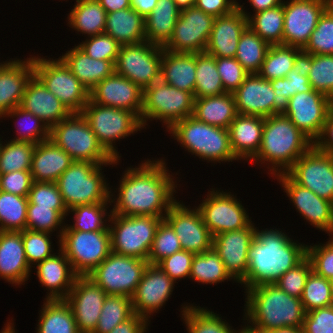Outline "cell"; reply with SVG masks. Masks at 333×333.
<instances>
[{"label": "cell", "mask_w": 333, "mask_h": 333, "mask_svg": "<svg viewBox=\"0 0 333 333\" xmlns=\"http://www.w3.org/2000/svg\"><path fill=\"white\" fill-rule=\"evenodd\" d=\"M165 164L163 159L147 160L138 167L128 168L117 188L118 197L110 198L116 203L109 214L164 217L177 201L173 197L177 186Z\"/></svg>", "instance_id": "6da1fadb"}, {"label": "cell", "mask_w": 333, "mask_h": 333, "mask_svg": "<svg viewBox=\"0 0 333 333\" xmlns=\"http://www.w3.org/2000/svg\"><path fill=\"white\" fill-rule=\"evenodd\" d=\"M307 256V245L293 241L275 229L259 231L248 249L246 277L240 282L245 288L276 282L281 275Z\"/></svg>", "instance_id": "7a4b0ae2"}, {"label": "cell", "mask_w": 333, "mask_h": 333, "mask_svg": "<svg viewBox=\"0 0 333 333\" xmlns=\"http://www.w3.org/2000/svg\"><path fill=\"white\" fill-rule=\"evenodd\" d=\"M245 327L251 333L279 328H302L305 310L301 298L288 295L274 283H265L246 289ZM248 318V319H247Z\"/></svg>", "instance_id": "3957f363"}, {"label": "cell", "mask_w": 333, "mask_h": 333, "mask_svg": "<svg viewBox=\"0 0 333 333\" xmlns=\"http://www.w3.org/2000/svg\"><path fill=\"white\" fill-rule=\"evenodd\" d=\"M312 146L313 142L286 115L275 114L264 118L261 146L252 160L270 162L275 176L285 173Z\"/></svg>", "instance_id": "277c9868"}, {"label": "cell", "mask_w": 333, "mask_h": 333, "mask_svg": "<svg viewBox=\"0 0 333 333\" xmlns=\"http://www.w3.org/2000/svg\"><path fill=\"white\" fill-rule=\"evenodd\" d=\"M167 131H170L171 136H174L182 147L199 158L219 163L238 160L231 149L228 129L188 116Z\"/></svg>", "instance_id": "5b68a950"}, {"label": "cell", "mask_w": 333, "mask_h": 333, "mask_svg": "<svg viewBox=\"0 0 333 333\" xmlns=\"http://www.w3.org/2000/svg\"><path fill=\"white\" fill-rule=\"evenodd\" d=\"M49 139L63 149L73 161L93 162L98 165L116 164L98 142L88 121L81 113H72L50 129Z\"/></svg>", "instance_id": "8992f818"}, {"label": "cell", "mask_w": 333, "mask_h": 333, "mask_svg": "<svg viewBox=\"0 0 333 333\" xmlns=\"http://www.w3.org/2000/svg\"><path fill=\"white\" fill-rule=\"evenodd\" d=\"M102 166L74 161L59 176L56 184L68 210L78 205L111 203L110 198L114 195L104 180Z\"/></svg>", "instance_id": "52a82bcc"}, {"label": "cell", "mask_w": 333, "mask_h": 333, "mask_svg": "<svg viewBox=\"0 0 333 333\" xmlns=\"http://www.w3.org/2000/svg\"><path fill=\"white\" fill-rule=\"evenodd\" d=\"M111 251L125 256L147 260L158 225L164 217L120 216L108 214Z\"/></svg>", "instance_id": "ba28073f"}, {"label": "cell", "mask_w": 333, "mask_h": 333, "mask_svg": "<svg viewBox=\"0 0 333 333\" xmlns=\"http://www.w3.org/2000/svg\"><path fill=\"white\" fill-rule=\"evenodd\" d=\"M81 114L88 121L98 142L115 160H120V156L113 145L114 141L128 137V135L145 128L136 113L102 106L90 100L84 106Z\"/></svg>", "instance_id": "9c48e42d"}, {"label": "cell", "mask_w": 333, "mask_h": 333, "mask_svg": "<svg viewBox=\"0 0 333 333\" xmlns=\"http://www.w3.org/2000/svg\"><path fill=\"white\" fill-rule=\"evenodd\" d=\"M195 97L161 79L143 90L141 122L163 120L169 130L175 123L193 115ZM147 120V121H146Z\"/></svg>", "instance_id": "30bf717a"}, {"label": "cell", "mask_w": 333, "mask_h": 333, "mask_svg": "<svg viewBox=\"0 0 333 333\" xmlns=\"http://www.w3.org/2000/svg\"><path fill=\"white\" fill-rule=\"evenodd\" d=\"M59 244L78 276L90 274L112 252L110 231L63 230Z\"/></svg>", "instance_id": "8fae6325"}, {"label": "cell", "mask_w": 333, "mask_h": 333, "mask_svg": "<svg viewBox=\"0 0 333 333\" xmlns=\"http://www.w3.org/2000/svg\"><path fill=\"white\" fill-rule=\"evenodd\" d=\"M34 75L54 94L72 113H81L89 102V90L58 58L51 61L32 57Z\"/></svg>", "instance_id": "7c38bea8"}, {"label": "cell", "mask_w": 333, "mask_h": 333, "mask_svg": "<svg viewBox=\"0 0 333 333\" xmlns=\"http://www.w3.org/2000/svg\"><path fill=\"white\" fill-rule=\"evenodd\" d=\"M148 264L147 260L111 252L87 276L100 286L106 294L131 298Z\"/></svg>", "instance_id": "4fadbf2b"}, {"label": "cell", "mask_w": 333, "mask_h": 333, "mask_svg": "<svg viewBox=\"0 0 333 333\" xmlns=\"http://www.w3.org/2000/svg\"><path fill=\"white\" fill-rule=\"evenodd\" d=\"M162 46L146 40L121 45L115 62V73L136 83L142 90L160 80Z\"/></svg>", "instance_id": "5bb4252c"}, {"label": "cell", "mask_w": 333, "mask_h": 333, "mask_svg": "<svg viewBox=\"0 0 333 333\" xmlns=\"http://www.w3.org/2000/svg\"><path fill=\"white\" fill-rule=\"evenodd\" d=\"M295 183L333 203V156L312 146L286 172Z\"/></svg>", "instance_id": "9a60e30c"}, {"label": "cell", "mask_w": 333, "mask_h": 333, "mask_svg": "<svg viewBox=\"0 0 333 333\" xmlns=\"http://www.w3.org/2000/svg\"><path fill=\"white\" fill-rule=\"evenodd\" d=\"M214 20L195 6L180 11L172 36L163 48L174 53L205 52Z\"/></svg>", "instance_id": "2e32d148"}, {"label": "cell", "mask_w": 333, "mask_h": 333, "mask_svg": "<svg viewBox=\"0 0 333 333\" xmlns=\"http://www.w3.org/2000/svg\"><path fill=\"white\" fill-rule=\"evenodd\" d=\"M333 0H290L283 2V45L303 49L324 11Z\"/></svg>", "instance_id": "e0dca14e"}, {"label": "cell", "mask_w": 333, "mask_h": 333, "mask_svg": "<svg viewBox=\"0 0 333 333\" xmlns=\"http://www.w3.org/2000/svg\"><path fill=\"white\" fill-rule=\"evenodd\" d=\"M198 208L212 236L246 228L252 221L234 195L212 189Z\"/></svg>", "instance_id": "ac0fdd59"}, {"label": "cell", "mask_w": 333, "mask_h": 333, "mask_svg": "<svg viewBox=\"0 0 333 333\" xmlns=\"http://www.w3.org/2000/svg\"><path fill=\"white\" fill-rule=\"evenodd\" d=\"M180 240L182 250L200 254L212 249L213 236L204 224L200 210L175 202L163 218Z\"/></svg>", "instance_id": "d6986e66"}, {"label": "cell", "mask_w": 333, "mask_h": 333, "mask_svg": "<svg viewBox=\"0 0 333 333\" xmlns=\"http://www.w3.org/2000/svg\"><path fill=\"white\" fill-rule=\"evenodd\" d=\"M329 113V97L313 90L291 97L284 115L314 143Z\"/></svg>", "instance_id": "ffe728a7"}, {"label": "cell", "mask_w": 333, "mask_h": 333, "mask_svg": "<svg viewBox=\"0 0 333 333\" xmlns=\"http://www.w3.org/2000/svg\"><path fill=\"white\" fill-rule=\"evenodd\" d=\"M106 292L88 276H77L65 301L69 304L80 333H93Z\"/></svg>", "instance_id": "44dd1931"}, {"label": "cell", "mask_w": 333, "mask_h": 333, "mask_svg": "<svg viewBox=\"0 0 333 333\" xmlns=\"http://www.w3.org/2000/svg\"><path fill=\"white\" fill-rule=\"evenodd\" d=\"M256 228L251 222L246 228L213 237L212 248L223 261L226 271L239 283L246 277L248 249L255 238Z\"/></svg>", "instance_id": "7402d4cb"}, {"label": "cell", "mask_w": 333, "mask_h": 333, "mask_svg": "<svg viewBox=\"0 0 333 333\" xmlns=\"http://www.w3.org/2000/svg\"><path fill=\"white\" fill-rule=\"evenodd\" d=\"M174 283L158 265L148 264L131 297L134 313L149 321V315L156 312L168 301Z\"/></svg>", "instance_id": "603a6c76"}, {"label": "cell", "mask_w": 333, "mask_h": 333, "mask_svg": "<svg viewBox=\"0 0 333 333\" xmlns=\"http://www.w3.org/2000/svg\"><path fill=\"white\" fill-rule=\"evenodd\" d=\"M284 191L291 199L297 211L322 231L333 234V203L318 197L314 192L295 183L286 173L276 175Z\"/></svg>", "instance_id": "cb8c5ba5"}, {"label": "cell", "mask_w": 333, "mask_h": 333, "mask_svg": "<svg viewBox=\"0 0 333 333\" xmlns=\"http://www.w3.org/2000/svg\"><path fill=\"white\" fill-rule=\"evenodd\" d=\"M89 100L102 106L132 111L141 119L143 90L115 72L89 91Z\"/></svg>", "instance_id": "d4e9b609"}, {"label": "cell", "mask_w": 333, "mask_h": 333, "mask_svg": "<svg viewBox=\"0 0 333 333\" xmlns=\"http://www.w3.org/2000/svg\"><path fill=\"white\" fill-rule=\"evenodd\" d=\"M237 114L267 118L273 115L274 89L269 80L249 74L232 93Z\"/></svg>", "instance_id": "484cf974"}, {"label": "cell", "mask_w": 333, "mask_h": 333, "mask_svg": "<svg viewBox=\"0 0 333 333\" xmlns=\"http://www.w3.org/2000/svg\"><path fill=\"white\" fill-rule=\"evenodd\" d=\"M19 107L39 117L49 129L72 114L35 75L29 80Z\"/></svg>", "instance_id": "4316f807"}, {"label": "cell", "mask_w": 333, "mask_h": 333, "mask_svg": "<svg viewBox=\"0 0 333 333\" xmlns=\"http://www.w3.org/2000/svg\"><path fill=\"white\" fill-rule=\"evenodd\" d=\"M247 27V17L239 8L228 15L216 17L205 53L213 57H235L239 39Z\"/></svg>", "instance_id": "83f0119b"}, {"label": "cell", "mask_w": 333, "mask_h": 333, "mask_svg": "<svg viewBox=\"0 0 333 333\" xmlns=\"http://www.w3.org/2000/svg\"><path fill=\"white\" fill-rule=\"evenodd\" d=\"M34 75L33 58L12 60L0 65V117L19 107L26 86Z\"/></svg>", "instance_id": "f1b7e54d"}, {"label": "cell", "mask_w": 333, "mask_h": 333, "mask_svg": "<svg viewBox=\"0 0 333 333\" xmlns=\"http://www.w3.org/2000/svg\"><path fill=\"white\" fill-rule=\"evenodd\" d=\"M36 269L39 282L50 290L45 300H65L78 276L61 249L58 256L53 253L36 264Z\"/></svg>", "instance_id": "f546056e"}, {"label": "cell", "mask_w": 333, "mask_h": 333, "mask_svg": "<svg viewBox=\"0 0 333 333\" xmlns=\"http://www.w3.org/2000/svg\"><path fill=\"white\" fill-rule=\"evenodd\" d=\"M22 241V231H0V277L21 285L31 272Z\"/></svg>", "instance_id": "4dcf8cb0"}, {"label": "cell", "mask_w": 333, "mask_h": 333, "mask_svg": "<svg viewBox=\"0 0 333 333\" xmlns=\"http://www.w3.org/2000/svg\"><path fill=\"white\" fill-rule=\"evenodd\" d=\"M264 118L237 114L228 127L231 149L239 160H250L257 155L261 142ZM248 158V159H247Z\"/></svg>", "instance_id": "1f68e13d"}, {"label": "cell", "mask_w": 333, "mask_h": 333, "mask_svg": "<svg viewBox=\"0 0 333 333\" xmlns=\"http://www.w3.org/2000/svg\"><path fill=\"white\" fill-rule=\"evenodd\" d=\"M73 162L67 152L48 139L35 145L30 173L33 181L56 183Z\"/></svg>", "instance_id": "d6a6232c"}, {"label": "cell", "mask_w": 333, "mask_h": 333, "mask_svg": "<svg viewBox=\"0 0 333 333\" xmlns=\"http://www.w3.org/2000/svg\"><path fill=\"white\" fill-rule=\"evenodd\" d=\"M196 54L174 53L162 47L160 79L172 87L194 95Z\"/></svg>", "instance_id": "836d02e7"}, {"label": "cell", "mask_w": 333, "mask_h": 333, "mask_svg": "<svg viewBox=\"0 0 333 333\" xmlns=\"http://www.w3.org/2000/svg\"><path fill=\"white\" fill-rule=\"evenodd\" d=\"M60 59L89 91L115 72L112 61L93 59L78 46L67 51Z\"/></svg>", "instance_id": "e575fe53"}, {"label": "cell", "mask_w": 333, "mask_h": 333, "mask_svg": "<svg viewBox=\"0 0 333 333\" xmlns=\"http://www.w3.org/2000/svg\"><path fill=\"white\" fill-rule=\"evenodd\" d=\"M120 45L145 41V19L131 7L107 13L105 32Z\"/></svg>", "instance_id": "d590c367"}, {"label": "cell", "mask_w": 333, "mask_h": 333, "mask_svg": "<svg viewBox=\"0 0 333 333\" xmlns=\"http://www.w3.org/2000/svg\"><path fill=\"white\" fill-rule=\"evenodd\" d=\"M236 115V104L232 93L195 98L192 116L199 121L228 129Z\"/></svg>", "instance_id": "8d00e7d4"}, {"label": "cell", "mask_w": 333, "mask_h": 333, "mask_svg": "<svg viewBox=\"0 0 333 333\" xmlns=\"http://www.w3.org/2000/svg\"><path fill=\"white\" fill-rule=\"evenodd\" d=\"M179 15L173 0H158L156 8L145 19V40L163 47L171 38Z\"/></svg>", "instance_id": "74e56055"}, {"label": "cell", "mask_w": 333, "mask_h": 333, "mask_svg": "<svg viewBox=\"0 0 333 333\" xmlns=\"http://www.w3.org/2000/svg\"><path fill=\"white\" fill-rule=\"evenodd\" d=\"M107 12L97 0H76L68 16L71 28L90 37L105 32Z\"/></svg>", "instance_id": "f35d334b"}, {"label": "cell", "mask_w": 333, "mask_h": 333, "mask_svg": "<svg viewBox=\"0 0 333 333\" xmlns=\"http://www.w3.org/2000/svg\"><path fill=\"white\" fill-rule=\"evenodd\" d=\"M243 5L238 8L247 17L248 27L270 45L283 44L284 9L283 4L264 11L254 13L245 12Z\"/></svg>", "instance_id": "ab89813d"}, {"label": "cell", "mask_w": 333, "mask_h": 333, "mask_svg": "<svg viewBox=\"0 0 333 333\" xmlns=\"http://www.w3.org/2000/svg\"><path fill=\"white\" fill-rule=\"evenodd\" d=\"M42 307L37 333H80L65 300H46Z\"/></svg>", "instance_id": "60d3db41"}, {"label": "cell", "mask_w": 333, "mask_h": 333, "mask_svg": "<svg viewBox=\"0 0 333 333\" xmlns=\"http://www.w3.org/2000/svg\"><path fill=\"white\" fill-rule=\"evenodd\" d=\"M270 46L247 27L239 39L235 58L249 74H257Z\"/></svg>", "instance_id": "b9f144b4"}, {"label": "cell", "mask_w": 333, "mask_h": 333, "mask_svg": "<svg viewBox=\"0 0 333 333\" xmlns=\"http://www.w3.org/2000/svg\"><path fill=\"white\" fill-rule=\"evenodd\" d=\"M195 98L210 97L225 93L222 80L217 71L216 59L203 52L196 53Z\"/></svg>", "instance_id": "7bdbcfd3"}, {"label": "cell", "mask_w": 333, "mask_h": 333, "mask_svg": "<svg viewBox=\"0 0 333 333\" xmlns=\"http://www.w3.org/2000/svg\"><path fill=\"white\" fill-rule=\"evenodd\" d=\"M183 320L188 333H242L245 327L237 330L232 329L227 322L214 312L205 308L186 305L182 307ZM237 331V332H236Z\"/></svg>", "instance_id": "ee69618b"}, {"label": "cell", "mask_w": 333, "mask_h": 333, "mask_svg": "<svg viewBox=\"0 0 333 333\" xmlns=\"http://www.w3.org/2000/svg\"><path fill=\"white\" fill-rule=\"evenodd\" d=\"M300 50L283 44L271 45L257 74L269 81L285 77L292 70Z\"/></svg>", "instance_id": "f6af8a7d"}, {"label": "cell", "mask_w": 333, "mask_h": 333, "mask_svg": "<svg viewBox=\"0 0 333 333\" xmlns=\"http://www.w3.org/2000/svg\"><path fill=\"white\" fill-rule=\"evenodd\" d=\"M190 278L205 284H217L225 280L233 279L226 271L225 266L219 255L212 248L200 254H195Z\"/></svg>", "instance_id": "bcb514c9"}, {"label": "cell", "mask_w": 333, "mask_h": 333, "mask_svg": "<svg viewBox=\"0 0 333 333\" xmlns=\"http://www.w3.org/2000/svg\"><path fill=\"white\" fill-rule=\"evenodd\" d=\"M134 314L133 303L130 297L107 294L98 324L93 333H110L116 325L126 321Z\"/></svg>", "instance_id": "7dc6e473"}, {"label": "cell", "mask_w": 333, "mask_h": 333, "mask_svg": "<svg viewBox=\"0 0 333 333\" xmlns=\"http://www.w3.org/2000/svg\"><path fill=\"white\" fill-rule=\"evenodd\" d=\"M28 204V197L0 191V231H24Z\"/></svg>", "instance_id": "c3c4849f"}, {"label": "cell", "mask_w": 333, "mask_h": 333, "mask_svg": "<svg viewBox=\"0 0 333 333\" xmlns=\"http://www.w3.org/2000/svg\"><path fill=\"white\" fill-rule=\"evenodd\" d=\"M108 203H98V204H85L78 205L68 210V213H74V223L73 225L62 226L60 238L63 230H79L83 232L90 231H109V225L105 224L106 219L104 218L108 212L106 206ZM105 221V223H104Z\"/></svg>", "instance_id": "681fc988"}, {"label": "cell", "mask_w": 333, "mask_h": 333, "mask_svg": "<svg viewBox=\"0 0 333 333\" xmlns=\"http://www.w3.org/2000/svg\"><path fill=\"white\" fill-rule=\"evenodd\" d=\"M34 143L10 140L0 149V174L30 171Z\"/></svg>", "instance_id": "f907efd6"}, {"label": "cell", "mask_w": 333, "mask_h": 333, "mask_svg": "<svg viewBox=\"0 0 333 333\" xmlns=\"http://www.w3.org/2000/svg\"><path fill=\"white\" fill-rule=\"evenodd\" d=\"M301 301L305 312L333 305L330 280L312 270L306 280Z\"/></svg>", "instance_id": "816d5d0a"}, {"label": "cell", "mask_w": 333, "mask_h": 333, "mask_svg": "<svg viewBox=\"0 0 333 333\" xmlns=\"http://www.w3.org/2000/svg\"><path fill=\"white\" fill-rule=\"evenodd\" d=\"M303 50L313 55H333V3L321 15Z\"/></svg>", "instance_id": "f5cc1de1"}, {"label": "cell", "mask_w": 333, "mask_h": 333, "mask_svg": "<svg viewBox=\"0 0 333 333\" xmlns=\"http://www.w3.org/2000/svg\"><path fill=\"white\" fill-rule=\"evenodd\" d=\"M182 250L181 243L172 227L163 219L157 227L153 244L147 258L149 264Z\"/></svg>", "instance_id": "db71d44e"}, {"label": "cell", "mask_w": 333, "mask_h": 333, "mask_svg": "<svg viewBox=\"0 0 333 333\" xmlns=\"http://www.w3.org/2000/svg\"><path fill=\"white\" fill-rule=\"evenodd\" d=\"M308 79L313 90L330 97L333 94V55L312 54V66Z\"/></svg>", "instance_id": "11a10c76"}, {"label": "cell", "mask_w": 333, "mask_h": 333, "mask_svg": "<svg viewBox=\"0 0 333 333\" xmlns=\"http://www.w3.org/2000/svg\"><path fill=\"white\" fill-rule=\"evenodd\" d=\"M19 117L20 119H22V123L23 121H29L32 124L29 125H25L26 123L21 125H25L27 130H24V132H22V130L20 129V131H17V136L16 138L12 139L15 141H27V142H31L34 144H38L40 142H43L45 140H48L50 137V129L45 125V123L37 116L33 115L30 112H27L25 110H23L21 107H15L14 109L6 112L2 117ZM25 118V120H24ZM20 125V127H21ZM19 127V125H18ZM24 127V126H23ZM24 127V128H25Z\"/></svg>", "instance_id": "9f6ffc18"}, {"label": "cell", "mask_w": 333, "mask_h": 333, "mask_svg": "<svg viewBox=\"0 0 333 333\" xmlns=\"http://www.w3.org/2000/svg\"><path fill=\"white\" fill-rule=\"evenodd\" d=\"M29 204H38V206L51 207L58 211L64 218L68 215L59 188L53 182L34 181L28 194Z\"/></svg>", "instance_id": "6f0895ef"}, {"label": "cell", "mask_w": 333, "mask_h": 333, "mask_svg": "<svg viewBox=\"0 0 333 333\" xmlns=\"http://www.w3.org/2000/svg\"><path fill=\"white\" fill-rule=\"evenodd\" d=\"M64 217L51 207L28 204L26 229L31 231L46 232L51 234L53 230L61 228ZM57 228V229H56Z\"/></svg>", "instance_id": "680465c9"}, {"label": "cell", "mask_w": 333, "mask_h": 333, "mask_svg": "<svg viewBox=\"0 0 333 333\" xmlns=\"http://www.w3.org/2000/svg\"><path fill=\"white\" fill-rule=\"evenodd\" d=\"M49 238V233L46 232L31 231L27 229L22 231L25 255L30 267L53 255L51 249L52 244Z\"/></svg>", "instance_id": "91938a15"}, {"label": "cell", "mask_w": 333, "mask_h": 333, "mask_svg": "<svg viewBox=\"0 0 333 333\" xmlns=\"http://www.w3.org/2000/svg\"><path fill=\"white\" fill-rule=\"evenodd\" d=\"M89 57L116 62L121 45L106 33L94 35L77 45Z\"/></svg>", "instance_id": "94428289"}, {"label": "cell", "mask_w": 333, "mask_h": 333, "mask_svg": "<svg viewBox=\"0 0 333 333\" xmlns=\"http://www.w3.org/2000/svg\"><path fill=\"white\" fill-rule=\"evenodd\" d=\"M311 271L312 265L306 256L299 264L281 275L274 284L288 295L301 298L306 280Z\"/></svg>", "instance_id": "6125c7cd"}, {"label": "cell", "mask_w": 333, "mask_h": 333, "mask_svg": "<svg viewBox=\"0 0 333 333\" xmlns=\"http://www.w3.org/2000/svg\"><path fill=\"white\" fill-rule=\"evenodd\" d=\"M215 59L224 90L233 93L244 82L249 73L235 57H215Z\"/></svg>", "instance_id": "be15d7a7"}, {"label": "cell", "mask_w": 333, "mask_h": 333, "mask_svg": "<svg viewBox=\"0 0 333 333\" xmlns=\"http://www.w3.org/2000/svg\"><path fill=\"white\" fill-rule=\"evenodd\" d=\"M326 244L307 246V257L309 258L312 270L327 279L333 276V238L331 236Z\"/></svg>", "instance_id": "e7e4bbea"}, {"label": "cell", "mask_w": 333, "mask_h": 333, "mask_svg": "<svg viewBox=\"0 0 333 333\" xmlns=\"http://www.w3.org/2000/svg\"><path fill=\"white\" fill-rule=\"evenodd\" d=\"M195 254L181 250L159 261L158 265L175 283L185 277L190 278L192 261Z\"/></svg>", "instance_id": "03108f58"}, {"label": "cell", "mask_w": 333, "mask_h": 333, "mask_svg": "<svg viewBox=\"0 0 333 333\" xmlns=\"http://www.w3.org/2000/svg\"><path fill=\"white\" fill-rule=\"evenodd\" d=\"M303 333H333V305L306 312Z\"/></svg>", "instance_id": "003e7915"}, {"label": "cell", "mask_w": 333, "mask_h": 333, "mask_svg": "<svg viewBox=\"0 0 333 333\" xmlns=\"http://www.w3.org/2000/svg\"><path fill=\"white\" fill-rule=\"evenodd\" d=\"M33 182L30 171H15L0 174V191L21 197H28Z\"/></svg>", "instance_id": "a7ac6f4b"}, {"label": "cell", "mask_w": 333, "mask_h": 333, "mask_svg": "<svg viewBox=\"0 0 333 333\" xmlns=\"http://www.w3.org/2000/svg\"><path fill=\"white\" fill-rule=\"evenodd\" d=\"M194 6L213 17L224 16L238 8L236 0H196Z\"/></svg>", "instance_id": "89a4df30"}, {"label": "cell", "mask_w": 333, "mask_h": 333, "mask_svg": "<svg viewBox=\"0 0 333 333\" xmlns=\"http://www.w3.org/2000/svg\"><path fill=\"white\" fill-rule=\"evenodd\" d=\"M274 89L273 115L284 114L290 99L289 79L286 77L270 80Z\"/></svg>", "instance_id": "2644e50d"}, {"label": "cell", "mask_w": 333, "mask_h": 333, "mask_svg": "<svg viewBox=\"0 0 333 333\" xmlns=\"http://www.w3.org/2000/svg\"><path fill=\"white\" fill-rule=\"evenodd\" d=\"M313 146L317 150L333 156V115L331 113L328 114L321 134L314 141Z\"/></svg>", "instance_id": "8c879c8a"}, {"label": "cell", "mask_w": 333, "mask_h": 333, "mask_svg": "<svg viewBox=\"0 0 333 333\" xmlns=\"http://www.w3.org/2000/svg\"><path fill=\"white\" fill-rule=\"evenodd\" d=\"M148 321L137 314H134L132 317L126 321L116 325L110 333H144L147 330Z\"/></svg>", "instance_id": "753ad0ef"}, {"label": "cell", "mask_w": 333, "mask_h": 333, "mask_svg": "<svg viewBox=\"0 0 333 333\" xmlns=\"http://www.w3.org/2000/svg\"><path fill=\"white\" fill-rule=\"evenodd\" d=\"M285 77L289 79L290 98L297 93L313 91L308 77H303L299 73L294 72V70H291Z\"/></svg>", "instance_id": "34e18365"}, {"label": "cell", "mask_w": 333, "mask_h": 333, "mask_svg": "<svg viewBox=\"0 0 333 333\" xmlns=\"http://www.w3.org/2000/svg\"><path fill=\"white\" fill-rule=\"evenodd\" d=\"M311 66L312 54L305 52L303 49H301L295 57V63L292 70L299 73L303 77H308Z\"/></svg>", "instance_id": "11e5206c"}, {"label": "cell", "mask_w": 333, "mask_h": 333, "mask_svg": "<svg viewBox=\"0 0 333 333\" xmlns=\"http://www.w3.org/2000/svg\"><path fill=\"white\" fill-rule=\"evenodd\" d=\"M158 0H131V8L144 19L156 8Z\"/></svg>", "instance_id": "2a66077c"}, {"label": "cell", "mask_w": 333, "mask_h": 333, "mask_svg": "<svg viewBox=\"0 0 333 333\" xmlns=\"http://www.w3.org/2000/svg\"><path fill=\"white\" fill-rule=\"evenodd\" d=\"M107 13L131 7V0H97Z\"/></svg>", "instance_id": "b9fcfbb0"}, {"label": "cell", "mask_w": 333, "mask_h": 333, "mask_svg": "<svg viewBox=\"0 0 333 333\" xmlns=\"http://www.w3.org/2000/svg\"><path fill=\"white\" fill-rule=\"evenodd\" d=\"M255 13L283 4L282 0H248Z\"/></svg>", "instance_id": "09005b40"}, {"label": "cell", "mask_w": 333, "mask_h": 333, "mask_svg": "<svg viewBox=\"0 0 333 333\" xmlns=\"http://www.w3.org/2000/svg\"><path fill=\"white\" fill-rule=\"evenodd\" d=\"M260 333H303L302 328L286 327L279 328L270 331L260 332Z\"/></svg>", "instance_id": "979ff035"}, {"label": "cell", "mask_w": 333, "mask_h": 333, "mask_svg": "<svg viewBox=\"0 0 333 333\" xmlns=\"http://www.w3.org/2000/svg\"><path fill=\"white\" fill-rule=\"evenodd\" d=\"M176 3L177 8L182 11L194 6L196 0H173Z\"/></svg>", "instance_id": "deb4b68c"}, {"label": "cell", "mask_w": 333, "mask_h": 333, "mask_svg": "<svg viewBox=\"0 0 333 333\" xmlns=\"http://www.w3.org/2000/svg\"><path fill=\"white\" fill-rule=\"evenodd\" d=\"M330 113L333 115V94L329 97Z\"/></svg>", "instance_id": "67dfc351"}, {"label": "cell", "mask_w": 333, "mask_h": 333, "mask_svg": "<svg viewBox=\"0 0 333 333\" xmlns=\"http://www.w3.org/2000/svg\"><path fill=\"white\" fill-rule=\"evenodd\" d=\"M329 280H330V284L332 285V289H333V276Z\"/></svg>", "instance_id": "b62a3aed"}, {"label": "cell", "mask_w": 333, "mask_h": 333, "mask_svg": "<svg viewBox=\"0 0 333 333\" xmlns=\"http://www.w3.org/2000/svg\"><path fill=\"white\" fill-rule=\"evenodd\" d=\"M242 333H251L248 330L244 329Z\"/></svg>", "instance_id": "603ad722"}, {"label": "cell", "mask_w": 333, "mask_h": 333, "mask_svg": "<svg viewBox=\"0 0 333 333\" xmlns=\"http://www.w3.org/2000/svg\"><path fill=\"white\" fill-rule=\"evenodd\" d=\"M2 144H3V142H2L1 139H0V149H1Z\"/></svg>", "instance_id": "5803f987"}]
</instances>
